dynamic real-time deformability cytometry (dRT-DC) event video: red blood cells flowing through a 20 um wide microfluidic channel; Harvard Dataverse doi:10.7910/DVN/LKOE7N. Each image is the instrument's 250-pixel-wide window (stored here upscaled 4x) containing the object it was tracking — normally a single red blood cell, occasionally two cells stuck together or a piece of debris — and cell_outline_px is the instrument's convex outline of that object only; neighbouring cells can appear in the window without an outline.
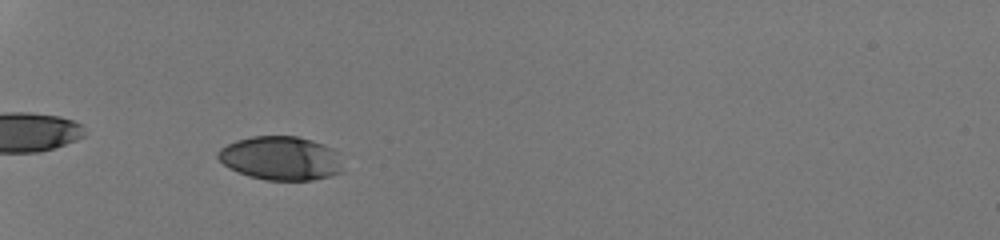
{"species": "human", "species_latin": "Homo sapiens", "temperature_condition": "room temperature", "stored_images_in_passage": 49, "camera_frame_rate_fps": 3000, "um_per_image_px": 0.085, "donor": {"sex": "male"}, "frame": {"image": 1, "passage_image": 19, "time_ms": 6.0, "image_size_px": [1000, 240], "cell_outline_px": [[344, 172], [332, 176], [312, 180], [264, 180], [248, 176], [228, 168], [216, 156], [216, 152], [220, 148], [236, 140], [252, 136], [296, 136], [312, 140], [324, 144], [332, 148]], "centroid_in_image_um": [23.83, 13.46], "position_along_channel_um": 61.2, "area_um2": 31.96}}
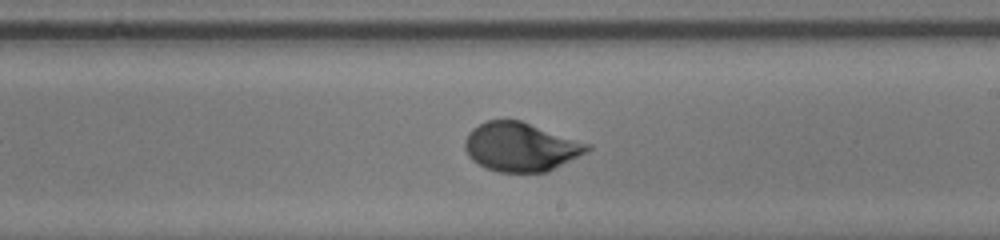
{"frame": {"image": 2, "passage_image": 34, "time_ms": 11.0, "image_size_px": [1000, 240], "cell_outline_px": [[592, 148], [548, 172], [500, 172], [488, 168], [472, 160], [468, 156], [464, 148], [464, 140], [468, 132], [472, 128], [488, 120], [520, 120], [592, 144]], "centroid_in_image_um": [44.25, 12.48], "position_along_channel_um": 244.8, "area_um2": 34.74}}
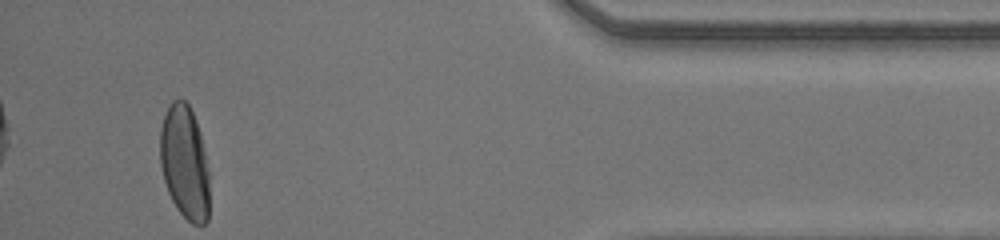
{"frame": {"image": 3, "passage_image": 49, "time_ms": 16.0, "image_size_px": [1000, 240], "cell_outline_px": [[208, 220], [204, 224], [192, 224], [180, 212], [172, 200], [168, 192], [164, 180], [160, 164], [160, 128], [168, 104], [172, 100], [184, 100], [188, 104], [196, 120], [200, 132], [208, 168]], "centroid_in_image_um": [15.68, 13.79], "position_along_channel_um": 419.5, "area_um2": 32.6}, "authors_computed_cell_mechanics": {"area_um2": 33.1194, "velocity_mm_per_s": 4.2413, "shape_relaxation_time_tau1_ms": 3.2865, "shape_relaxation_time_tau2_ms": null, "deformation_change_tau1": 0.168, "deformation_change_tau2": null}}